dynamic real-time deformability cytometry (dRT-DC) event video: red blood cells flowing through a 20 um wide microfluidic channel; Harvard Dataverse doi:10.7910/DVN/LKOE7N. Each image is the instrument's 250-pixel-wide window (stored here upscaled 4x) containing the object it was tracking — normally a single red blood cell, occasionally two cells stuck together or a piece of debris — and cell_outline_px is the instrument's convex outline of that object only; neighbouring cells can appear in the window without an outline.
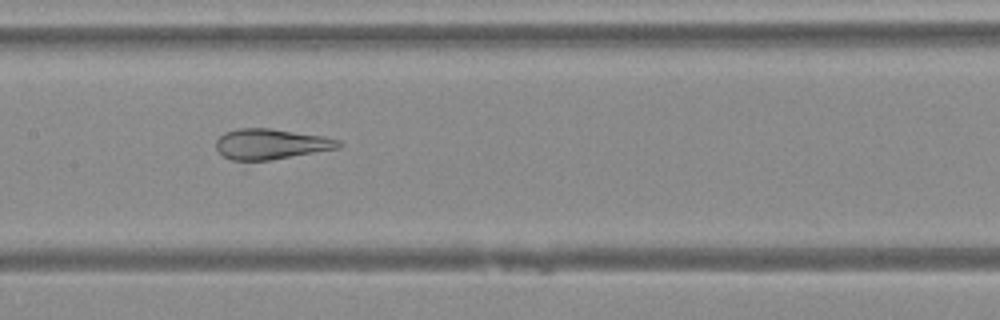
{"species": "Egyptian fruit bat (a non-hibernating species)", "species_latin": "Rousettus aegyptiacus", "temperature_condition": "warm", "stored_images_in_passage": 29, "camera_frame_rate_fps": 3000, "um_per_image_px": 0.085, "animal": {"sex": "female"}, "frame": {"image": 1, "passage_image": 12, "time_ms": 3.667, "image_size_px": [1000, 320], "cell_outline_px": [[344, 144], [340, 148], [268, 160], [232, 160], [224, 156], [216, 148], [216, 140], [224, 132], [236, 128], [272, 128], [324, 136], [340, 140]], "centroid_in_image_um": [23.05, 12.22], "position_along_channel_um": 184.3, "area_um2": 21.79}}
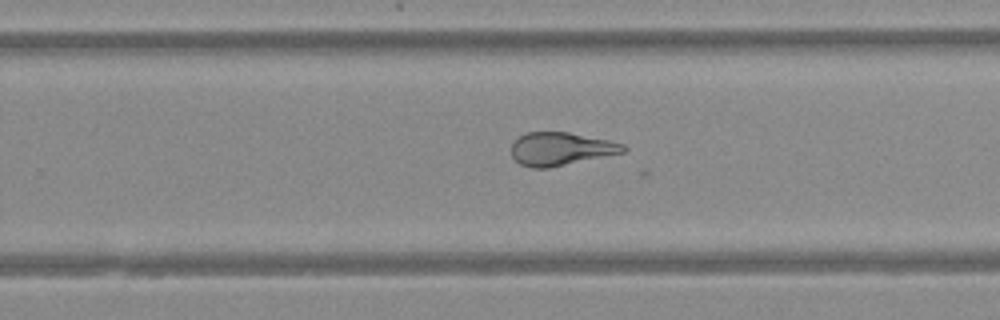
{"frame": {"image": 2, "passage_image": 19, "time_ms": 6.0, "image_size_px": [1000, 320], "cell_outline_px": [[628, 148], [624, 152], [548, 168], [532, 168], [520, 164], [512, 156], [512, 144], [520, 136], [528, 132], [568, 132], [608, 140], [624, 144]], "centroid_in_image_um": [47.67, 12.65], "position_along_channel_um": 282.1, "area_um2": 21.33}}
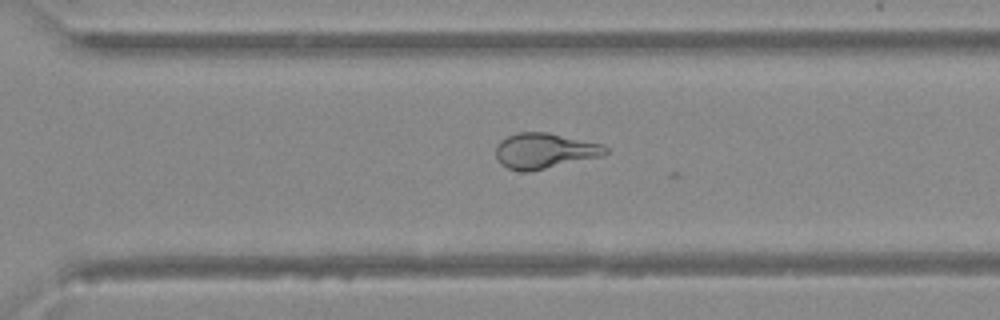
{"frame": {"image": 3, "passage_image": 22, "time_ms": 7.0, "image_size_px": [1000, 320], "cell_outline_px": [[608, 152], [604, 156], [528, 172], [520, 172], [508, 168], [500, 164], [496, 156], [496, 148], [500, 140], [516, 132], [548, 132], [604, 144], [608, 148]], "centroid_in_image_um": [46.31, 12.82], "position_along_channel_um": 324.3, "area_um2": 22.95}}